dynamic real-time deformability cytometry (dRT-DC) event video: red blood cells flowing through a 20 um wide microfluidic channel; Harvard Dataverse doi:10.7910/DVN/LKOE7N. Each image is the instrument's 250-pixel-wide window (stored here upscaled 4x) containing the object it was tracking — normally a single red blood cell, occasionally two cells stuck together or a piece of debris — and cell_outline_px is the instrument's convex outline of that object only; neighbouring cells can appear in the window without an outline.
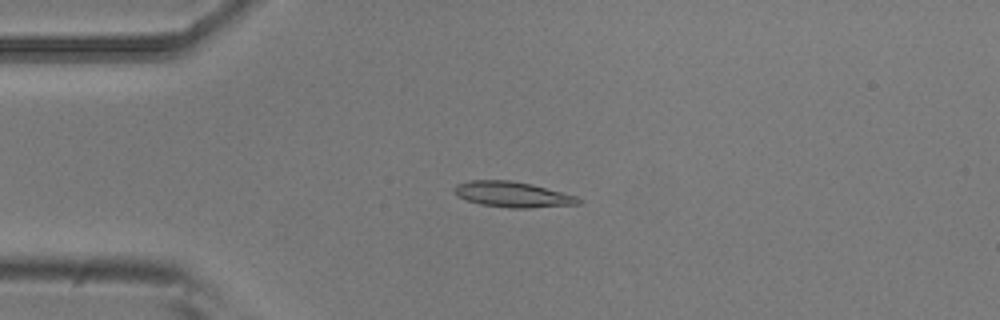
{"species": "common noctule bat (a hibernating species)", "species_latin": "Nyctalus noctula", "temperature_condition": "room temperature", "stored_images_in_passage": 2, "camera_frame_rate_fps": 3000, "um_per_image_px": 0.085, "animal": {"sex": "male", "body_mass_g": 20.5, "forearm_length_mm": 52.5}, "frame": {"image": 1, "passage_image": 1, "time_ms": 0.0, "image_size_px": [1000, 320], "cell_outline_px": [[584, 200], [580, 204], [528, 208], [512, 208], [480, 204], [456, 196], [452, 188], [456, 184], [472, 180], [512, 180], [532, 184], [576, 196]], "centroid_in_image_um": [43.57, 16.52], "position_along_channel_um": 41.4, "area_um2": 18.55}}